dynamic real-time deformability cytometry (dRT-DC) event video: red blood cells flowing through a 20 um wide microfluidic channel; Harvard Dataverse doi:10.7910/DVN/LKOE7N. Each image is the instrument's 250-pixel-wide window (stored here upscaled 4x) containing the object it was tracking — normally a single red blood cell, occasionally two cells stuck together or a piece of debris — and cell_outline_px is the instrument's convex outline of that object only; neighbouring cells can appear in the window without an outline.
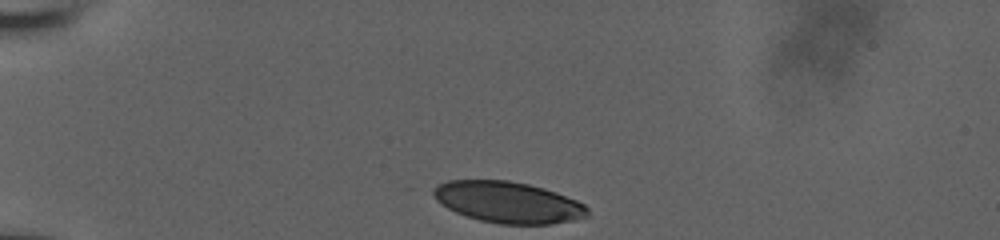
{"species": "human", "species_latin": "Homo sapiens", "temperature_condition": "room temperature", "stored_images_in_passage": 34, "camera_frame_rate_fps": 3000, "um_per_image_px": 0.085, "donor": {"sex": "male"}, "frame": {"image": 1, "passage_image": 1, "time_ms": 0.0, "image_size_px": [1000, 240], "cell_outline_px": [[588, 216], [572, 220], [552, 224], [500, 224], [480, 220], [456, 212], [440, 204], [436, 200], [428, 188], [436, 184], [448, 180], [508, 180], [528, 184], [544, 188], [556, 192], [576, 200], [584, 204], [588, 208]], "centroid_in_image_um": [43.13, 17.18], "position_along_channel_um": 41.9, "area_um2": 37.28}}
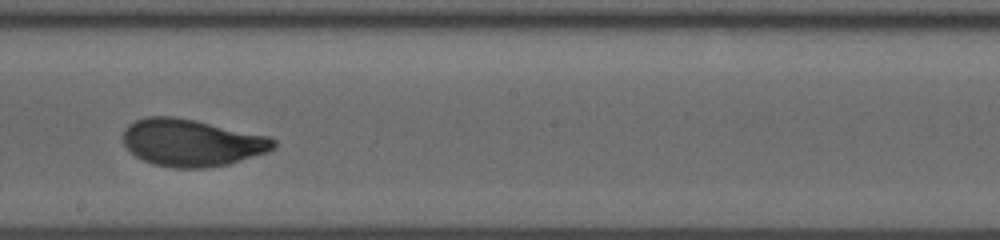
{"frame": {"image": 2, "passage_image": 20, "time_ms": 6.333, "image_size_px": [1000, 240], "cell_outline_px": [[276, 148], [268, 152], [228, 164], [204, 168], [172, 168], [152, 164], [136, 156], [124, 144], [124, 128], [128, 124], [136, 120], [148, 116], [172, 116], [196, 120], [268, 136], [276, 140]], "centroid_in_image_um": [16.3, 12.13], "position_along_channel_um": 231.9, "area_um2": 41.38}}
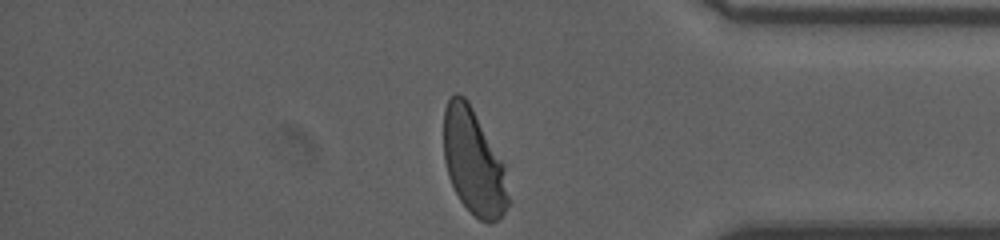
{"frame": {"image": 3, "passage_image": 34, "time_ms": 11.0, "image_size_px": [1000, 240], "cell_outline_px": [[508, 204], [500, 220], [488, 224], [480, 220], [460, 200], [448, 176], [444, 160], [444, 108], [448, 100], [456, 92], [464, 96], [468, 100], [504, 164], [508, 196]], "centroid_in_image_um": [40.25, 13.77], "position_along_channel_um": 395.0, "area_um2": 39.48}, "authors_computed_cell_mechanics": {"area_um2": 40.9802, "velocity_mm_per_s": 3.8291, "shape_relaxation_time_tau1_ms": 3.8097, "shape_relaxation_time_tau2_ms": null, "deformation_change_tau1": 0.1751, "deformation_change_tau2": null}}